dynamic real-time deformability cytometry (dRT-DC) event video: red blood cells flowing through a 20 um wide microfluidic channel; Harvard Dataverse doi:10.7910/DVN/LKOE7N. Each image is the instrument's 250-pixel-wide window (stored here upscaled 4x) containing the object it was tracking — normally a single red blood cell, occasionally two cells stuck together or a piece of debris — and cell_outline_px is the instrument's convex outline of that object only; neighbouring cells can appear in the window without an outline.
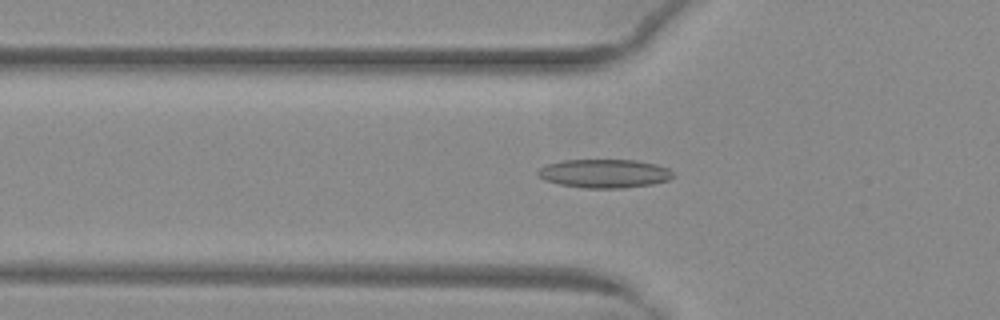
{"species": "common noctule bat (a hibernating species)", "species_latin": "Nyctalus noctula", "temperature_condition": "warm", "stored_images_in_passage": 51, "camera_frame_rate_fps": 3000, "um_per_image_px": 0.085, "animal": {"sex": "female", "body_mass_g": 29.2, "forearm_length_mm": 56.3}, "frame": {"image": 1, "passage_image": 18, "time_ms": 5.667, "image_size_px": [1000, 320], "cell_outline_px": [[676, 176], [668, 180], [652, 184], [624, 188], [584, 188], [560, 184], [544, 180], [536, 172], [540, 168], [548, 164], [564, 160], [636, 160], [656, 164], [668, 168]], "centroid_in_image_um": [51.4, 14.75], "position_along_channel_um": 74.4, "area_um2": 22.54}}
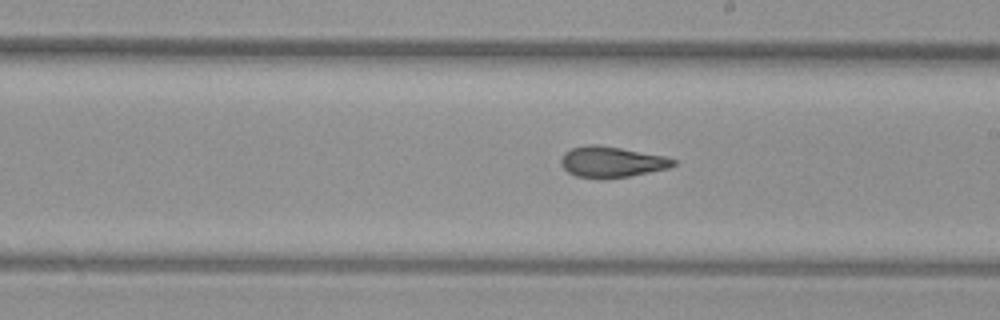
{"frame": {"image": 2, "passage_image": 30, "time_ms": 9.667, "image_size_px": [1000, 320], "cell_outline_px": [[676, 164], [668, 168], [628, 176], [600, 180], [576, 176], [568, 172], [560, 164], [560, 160], [564, 152], [572, 148], [588, 144], [596, 144], [620, 148], [664, 156], [676, 160]], "centroid_in_image_um": [51.94, 13.77], "position_along_channel_um": 237.1, "area_um2": 20.23}}
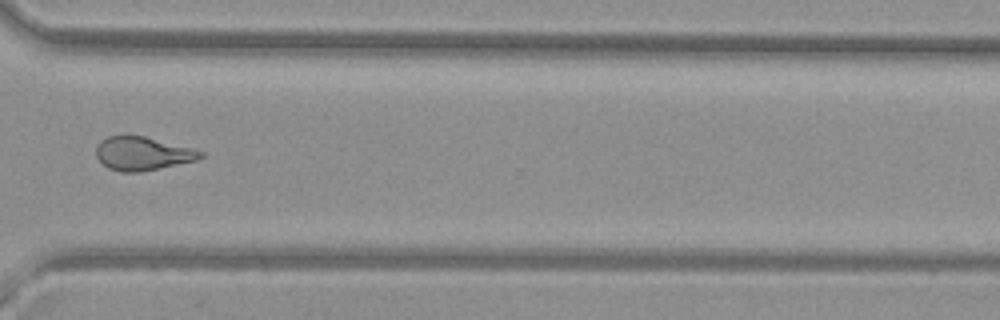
{"frame": {"image": 3, "passage_image": 39, "time_ms": 12.667, "image_size_px": [1000, 320], "cell_outline_px": [[204, 156], [196, 160], [160, 168], [140, 172], [120, 172], [108, 168], [96, 156], [96, 144], [100, 140], [108, 136], [144, 136], [192, 148], [204, 152]], "centroid_in_image_um": [12.1, 13.05], "position_along_channel_um": 358.5, "area_um2": 20.29}, "authors_computed_cell_mechanics": {"area_um2": 20.6346, "velocity_mm_per_s": 4.0508, "shape_relaxation_time_tau1_ms": null, "shape_relaxation_time_tau2_ms": 2.3395, "deformation_change_tau1": null, "deformation_change_tau2": 0.0935}}